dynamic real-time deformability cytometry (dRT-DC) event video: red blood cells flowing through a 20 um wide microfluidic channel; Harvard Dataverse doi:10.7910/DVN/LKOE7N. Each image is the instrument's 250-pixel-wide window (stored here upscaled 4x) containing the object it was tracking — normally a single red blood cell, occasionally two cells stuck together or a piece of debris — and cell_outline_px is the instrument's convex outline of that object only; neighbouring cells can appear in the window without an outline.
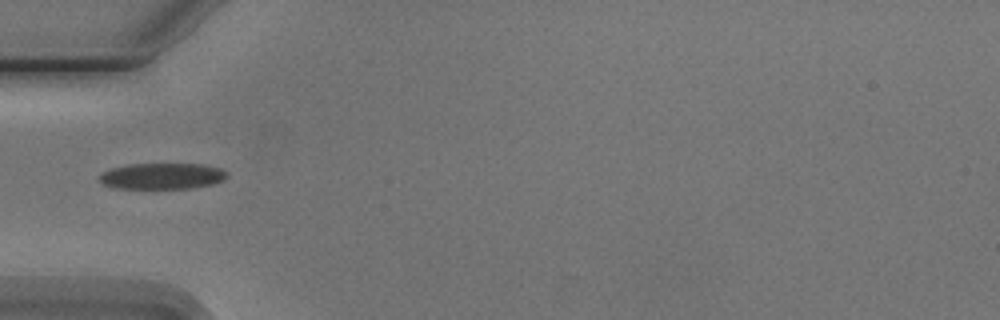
{"species": "Egyptian fruit bat (a non-hibernating species)", "species_latin": "Rousettus aegyptiacus", "temperature_condition": "cold", "stored_images_in_passage": 1, "camera_frame_rate_fps": 3000, "um_per_image_px": 0.085, "animal": {"sex": "male"}, "frame": {"image": 1, "passage_image": 1, "time_ms": 0.0, "image_size_px": [1000, 320], "cell_outline_px": [[228, 176], [224, 180], [212, 184], [192, 188], [112, 188], [104, 184], [100, 180], [100, 172], [112, 168], [128, 164], [204, 164], [220, 168], [228, 172]], "centroid_in_image_um": [13.8, 14.96], "position_along_channel_um": 71.2, "area_um2": 19.48}}